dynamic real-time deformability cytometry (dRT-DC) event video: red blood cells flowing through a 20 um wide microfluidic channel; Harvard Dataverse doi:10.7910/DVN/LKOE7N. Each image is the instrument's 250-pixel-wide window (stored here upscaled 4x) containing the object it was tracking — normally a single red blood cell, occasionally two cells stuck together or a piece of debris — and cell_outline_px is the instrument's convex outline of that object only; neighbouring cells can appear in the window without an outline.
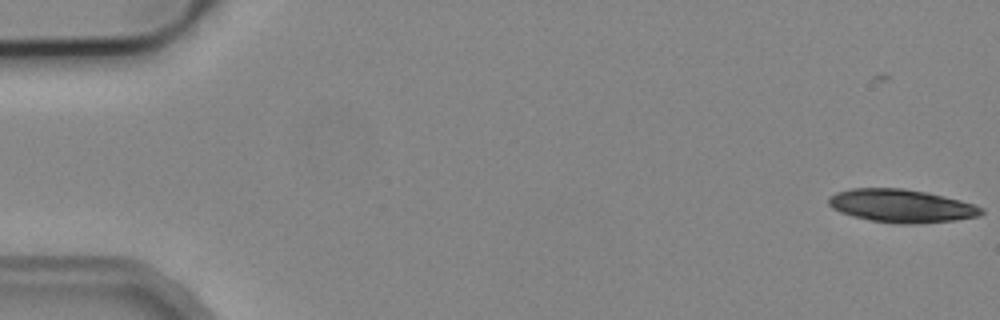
{"species": "common noctule bat (a hibernating species)", "species_latin": "Nyctalus noctula", "temperature_condition": "cold", "stored_images_in_passage": 8, "camera_frame_rate_fps": 3000, "um_per_image_px": 0.085, "animal": {"sex": "male", "body_mass_g": 19.2, "forearm_length_mm": 51.8}, "frame": {"image": 1, "passage_image": 1, "time_ms": 0.0, "image_size_px": [1000, 320], "cell_outline_px": [[984, 212], [980, 216], [956, 220], [916, 224], [896, 224], [872, 220], [852, 216], [840, 212], [832, 208], [828, 204], [828, 196], [836, 192], [852, 188], [904, 188], [928, 192], [960, 200], [984, 208]], "centroid_in_image_um": [76.62, 17.5], "position_along_channel_um": 8.4, "area_um2": 29.71}}
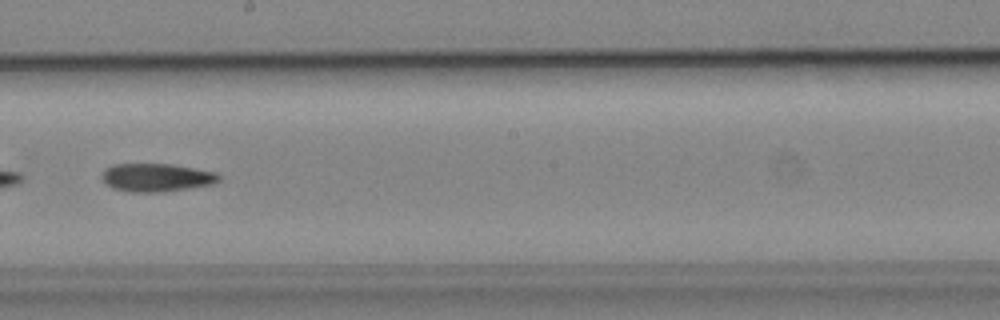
{"frame": {"image": 2, "passage_image": 8, "time_ms": 10.0, "image_size_px": [1000, 320], "cell_outline_px": [[220, 180], [212, 184], [164, 192], [128, 192], [112, 188], [100, 176], [104, 168], [112, 164], [172, 164], [216, 172], [220, 176]], "centroid_in_image_um": [13.27, 15.08], "position_along_channel_um": 234.9, "area_um2": 19.31}}